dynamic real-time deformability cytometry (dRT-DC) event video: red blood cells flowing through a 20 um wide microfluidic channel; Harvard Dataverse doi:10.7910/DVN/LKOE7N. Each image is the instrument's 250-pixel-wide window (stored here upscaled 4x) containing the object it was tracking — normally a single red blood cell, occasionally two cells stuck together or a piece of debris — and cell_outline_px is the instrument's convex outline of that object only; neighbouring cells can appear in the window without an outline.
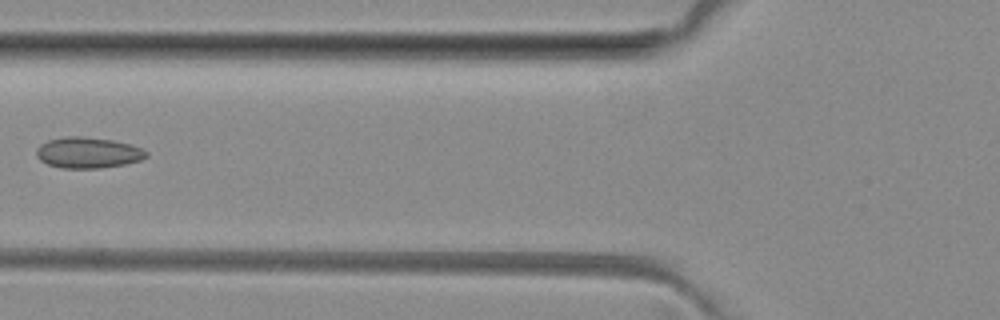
{"species": "common noctule bat (a hibernating species)", "species_latin": "Nyctalus noctula", "temperature_condition": "room temperature", "stored_images_in_passage": 5, "camera_frame_rate_fps": 3000, "um_per_image_px": 0.085, "animal": {"sex": "female", "body_mass_g": 29.2, "forearm_length_mm": 56.3}, "frame": {"image": 1, "passage_image": 4, "time_ms": 4.333, "image_size_px": [1000, 320], "cell_outline_px": [[148, 156], [140, 160], [124, 164], [100, 168], [64, 168], [48, 164], [40, 160], [36, 156], [36, 148], [40, 144], [48, 140], [68, 136], [84, 136], [112, 140], [128, 144], [140, 148], [148, 152]], "centroid_in_image_um": [7.45, 12.97], "position_along_channel_um": 118.3, "area_um2": 19.71}}
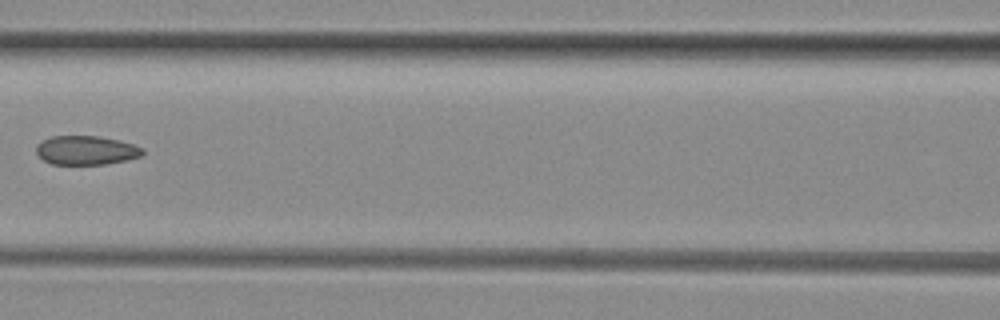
{"frame": {"image": 2, "passage_image": 5, "time_ms": 5.333, "image_size_px": [1000, 320], "cell_outline_px": [[144, 152], [140, 156], [128, 160], [104, 164], [52, 164], [44, 160], [36, 152], [36, 144], [52, 136], [96, 136], [120, 140], [144, 148]], "centroid_in_image_um": [7.33, 12.77], "position_along_channel_um": 159.3, "area_um2": 17.92}}